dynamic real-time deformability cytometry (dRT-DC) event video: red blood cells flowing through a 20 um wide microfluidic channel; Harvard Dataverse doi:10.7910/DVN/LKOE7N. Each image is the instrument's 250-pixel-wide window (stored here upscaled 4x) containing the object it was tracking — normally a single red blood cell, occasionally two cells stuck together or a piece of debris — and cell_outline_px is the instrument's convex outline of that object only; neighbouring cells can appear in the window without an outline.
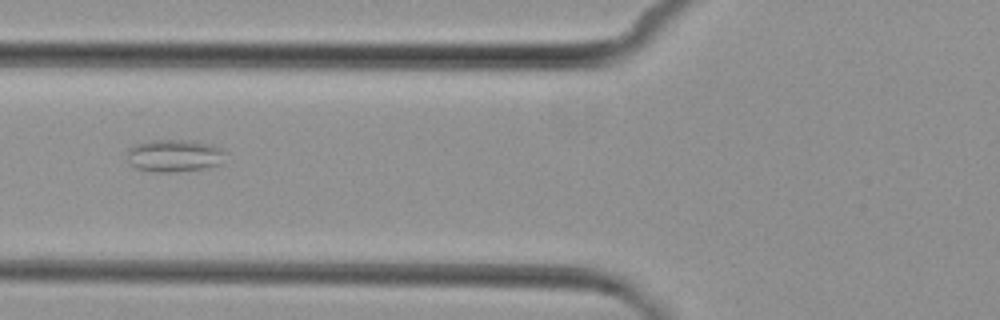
{"species": "common noctule bat (a hibernating species)", "species_latin": "Nyctalus noctula", "temperature_condition": "cold", "stored_images_in_passage": 5, "camera_frame_rate_fps": 3000, "um_per_image_px": 0.085, "animal": {"sex": "female", "body_mass_g": 29.2, "forearm_length_mm": 56.3}, "frame": {"image": 1, "passage_image": 3, "time_ms": 3.333, "image_size_px": [1000, 320], "cell_outline_px": [[224, 164], [208, 168], [176, 172], [156, 172], [136, 168], [128, 164], [128, 148], [136, 144], [152, 140], [192, 140], [212, 144], [224, 148]], "centroid_in_image_um": [14.87, 13.23], "position_along_channel_um": 110.9, "area_um2": 19.02}}
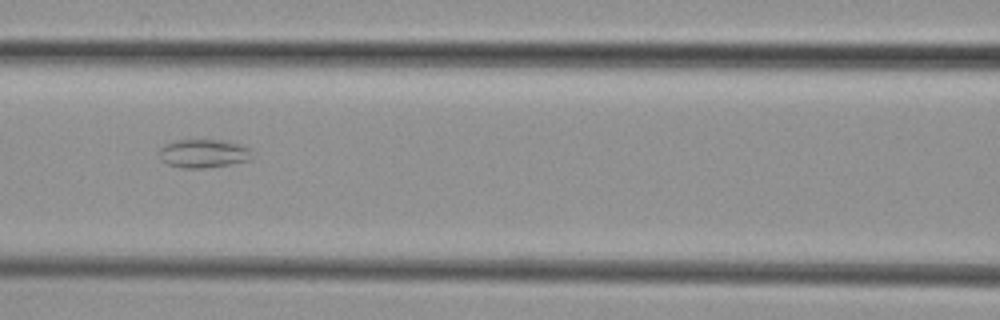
{"frame": {"image": 2, "passage_image": 4, "time_ms": 4.333, "image_size_px": [1000, 320], "cell_outline_px": [[252, 148], [248, 160], [228, 164], [204, 168], [180, 168], [168, 164], [164, 160], [160, 152], [160, 148], [164, 144], [176, 140], [224, 140], [240, 144]], "centroid_in_image_um": [17.3, 13.03], "position_along_channel_um": 149.3, "area_um2": 15.2}}
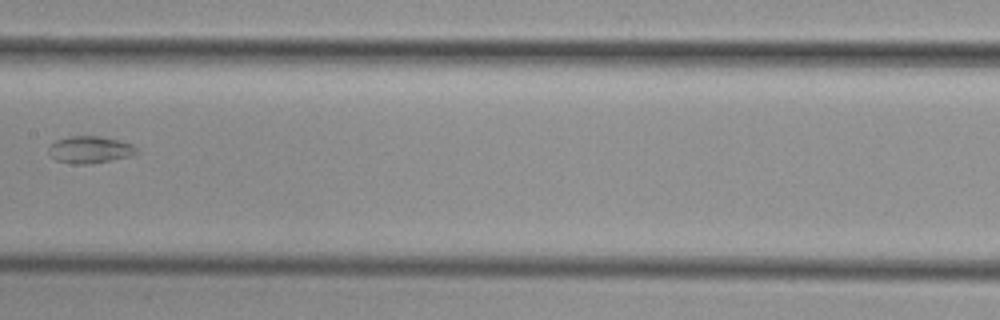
{"frame": {"image": 3, "passage_image": 5, "time_ms": 5.667, "image_size_px": [1000, 320], "cell_outline_px": [[136, 152], [128, 156], [88, 164], [76, 164], [56, 160], [48, 152], [48, 148], [56, 140], [68, 136], [100, 136], [120, 140], [132, 144], [136, 148]], "centroid_in_image_um": [7.61, 12.7], "position_along_channel_um": 199.8, "area_um2": 13.58}}